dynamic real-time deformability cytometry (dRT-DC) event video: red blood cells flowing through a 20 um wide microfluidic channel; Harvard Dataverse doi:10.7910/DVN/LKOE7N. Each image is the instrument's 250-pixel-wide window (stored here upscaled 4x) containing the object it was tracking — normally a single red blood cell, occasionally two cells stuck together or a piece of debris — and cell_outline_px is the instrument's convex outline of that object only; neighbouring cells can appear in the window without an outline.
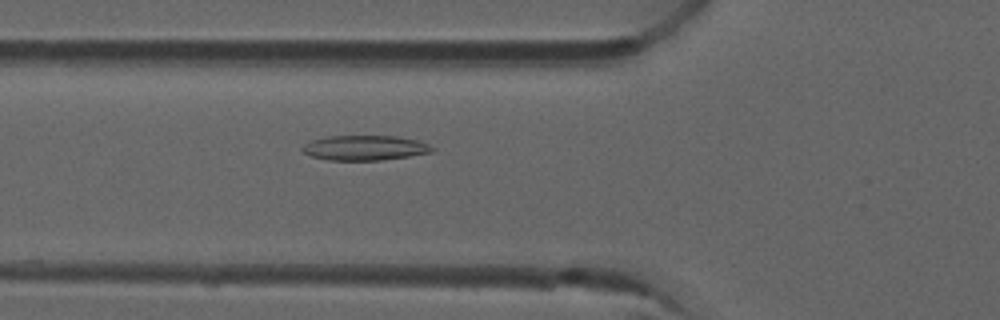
{"species": "common noctule bat (a hibernating species)", "species_latin": "Nyctalus noctula", "temperature_condition": "room temperature", "stored_images_in_passage": 34, "camera_frame_rate_fps": 3000, "um_per_image_px": 0.085, "animal": {"sex": "male", "forearm_length_mm": 52.5}, "frame": {"image": 1, "passage_image": 6, "time_ms": 1.667, "image_size_px": [1000, 320], "cell_outline_px": [[436, 148], [432, 152], [408, 156], [380, 160], [328, 160], [312, 156], [304, 152], [300, 148], [304, 144], [312, 140], [328, 136], [396, 136], [416, 140], [428, 144]], "centroid_in_image_um": [31.0, 12.56], "position_along_channel_um": 94.8, "area_um2": 18.73}}
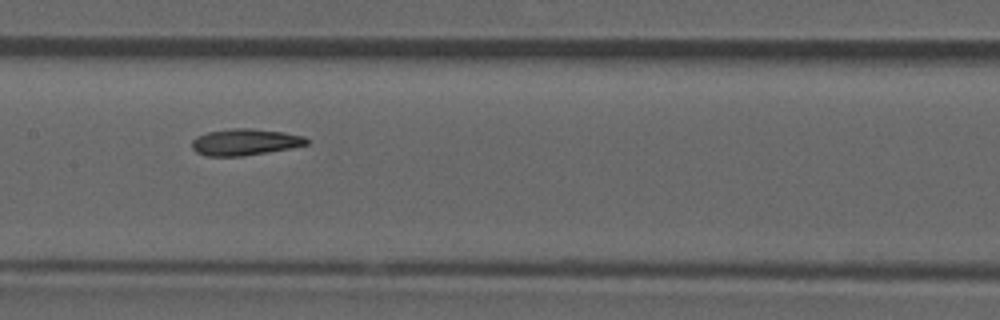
{"frame": {"image": 2, "passage_image": 13, "time_ms": 4.0, "image_size_px": [1000, 320], "cell_outline_px": [[312, 140], [308, 144], [292, 148], [244, 156], [208, 156], [196, 152], [192, 148], [192, 140], [196, 136], [208, 132], [232, 128], [252, 128], [284, 132], [304, 136]], "centroid_in_image_um": [20.86, 12.07], "position_along_channel_um": 186.5, "area_um2": 17.92}}
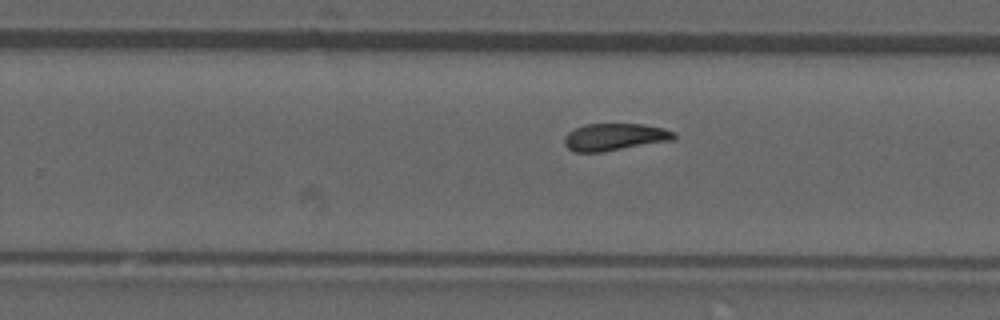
{"frame": {"image": 3, "passage_image": 20, "time_ms": 6.333, "image_size_px": [1000, 320], "cell_outline_px": [[676, 140], [604, 152], [576, 152], [568, 148], [564, 144], [564, 136], [568, 132], [584, 124], [644, 124], [664, 128], [676, 132]], "centroid_in_image_um": [52.29, 11.65], "position_along_channel_um": 277.5, "area_um2": 17.69}, "authors_computed_cell_mechanics": {"area_um2": 17.5134, "velocity_mm_per_s": 3.9186, "shape_relaxation_time_tau1_ms": null, "shape_relaxation_time_tau2_ms": 2.7726, "deformation_change_tau1": null, "deformation_change_tau2": 0.0973}}